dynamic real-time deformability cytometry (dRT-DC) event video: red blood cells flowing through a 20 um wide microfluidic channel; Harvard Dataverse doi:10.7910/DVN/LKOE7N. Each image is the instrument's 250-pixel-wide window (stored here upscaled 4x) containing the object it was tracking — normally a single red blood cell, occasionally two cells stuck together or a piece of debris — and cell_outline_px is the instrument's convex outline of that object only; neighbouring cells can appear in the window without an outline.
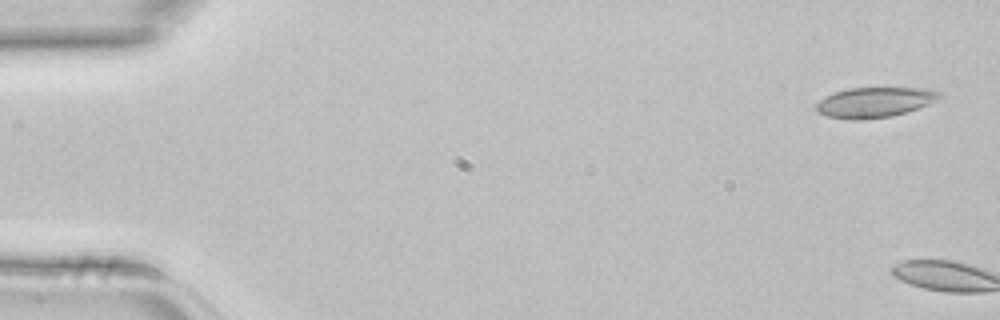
{"species": "common noctule bat (a hibernating species)", "species_latin": "Nyctalus noctula", "temperature_condition": "room temperature", "stored_images_in_passage": 4, "segment_of_instrument_passage": [2, 2], "camera_frame_rate_fps": 3000, "um_per_image_px": 0.085, "animal": {"sex": "female", "body_mass_g": 22.7, "forearm_length_mm": 54.2}, "frame": {"image": 1, "passage_image": 4, "time_ms": 1.0, "image_size_px": [1000, 320], "cell_outline_px": [[944, 96], [928, 104], [892, 116], [864, 120], [852, 120], [828, 116], [816, 112], [816, 104], [820, 100], [836, 92], [848, 88], [928, 88], [940, 92]], "centroid_in_image_um": [74.36, 8.7], "position_along_channel_um": 10.6, "area_um2": 21.56}}